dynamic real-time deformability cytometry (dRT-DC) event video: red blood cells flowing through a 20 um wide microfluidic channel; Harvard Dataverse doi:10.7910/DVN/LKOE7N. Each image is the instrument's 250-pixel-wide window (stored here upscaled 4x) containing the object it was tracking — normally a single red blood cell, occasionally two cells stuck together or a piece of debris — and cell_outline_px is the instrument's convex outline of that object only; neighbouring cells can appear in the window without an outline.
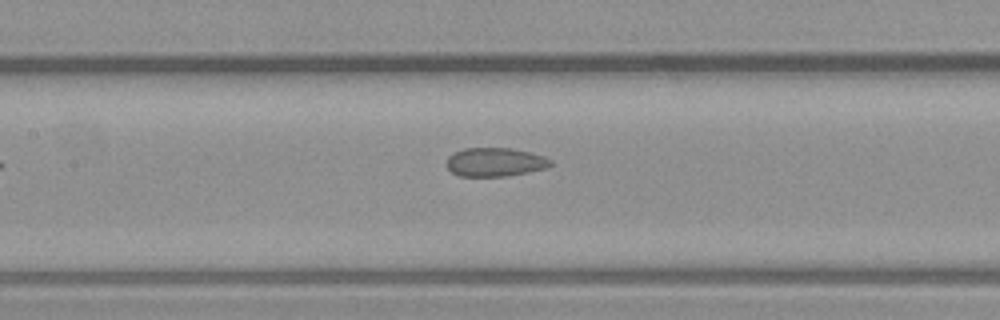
{"species": "common noctule bat (a hibernating species)", "species_latin": "Nyctalus noctula", "temperature_condition": "warm", "stored_images_in_passage": 7, "camera_frame_rate_fps": 3000, "um_per_image_px": 0.085, "animal": {"sex": "male", "body_mass_g": 23.1, "forearm_length_mm": 52.7}, "frame": {"image": 1, "passage_image": 7, "time_ms": 2.0, "image_size_px": [1000, 320], "cell_outline_px": [[552, 164], [548, 168], [528, 172], [504, 176], [460, 176], [452, 172], [448, 168], [448, 156], [464, 148], [512, 148], [544, 156], [552, 160]], "centroid_in_image_um": [42.11, 13.78], "position_along_channel_um": 165.3, "area_um2": 17.28}}